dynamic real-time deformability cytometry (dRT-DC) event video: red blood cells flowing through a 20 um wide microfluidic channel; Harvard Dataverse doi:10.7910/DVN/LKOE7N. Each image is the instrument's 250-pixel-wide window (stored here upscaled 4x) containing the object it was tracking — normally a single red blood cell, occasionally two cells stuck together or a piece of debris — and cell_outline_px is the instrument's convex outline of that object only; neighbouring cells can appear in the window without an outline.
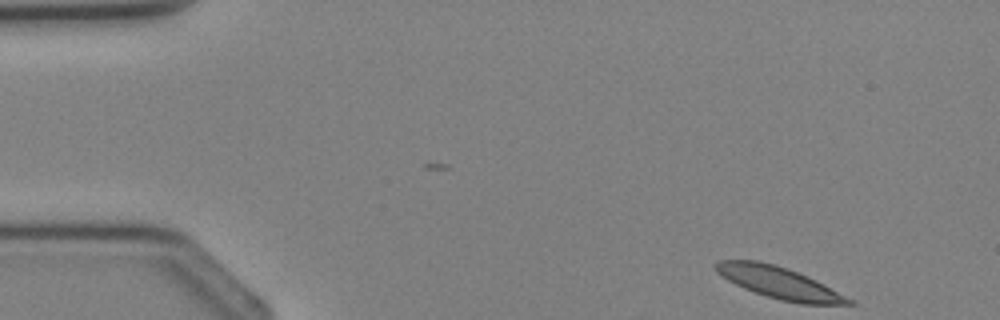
{"species": "Egyptian fruit bat (a non-hibernating species)", "species_latin": "Rousettus aegyptiacus", "temperature_condition": "cold", "stored_images_in_passage": 4, "segment_of_instrument_passage": [1, 2], "camera_frame_rate_fps": 3000, "um_per_image_px": 0.085, "animal": {"sex": "female"}, "frame": {"image": 1, "passage_image": 1, "time_ms": 0.0, "image_size_px": [1000, 320], "cell_outline_px": [[856, 304], [800, 304], [780, 300], [764, 296], [744, 288], [728, 280], [716, 272], [716, 264], [720, 260], [756, 260], [772, 264], [796, 272], [816, 280], [852, 300]], "centroid_in_image_um": [66.2, 24.04], "position_along_channel_um": 18.8, "area_um2": 24.04}}
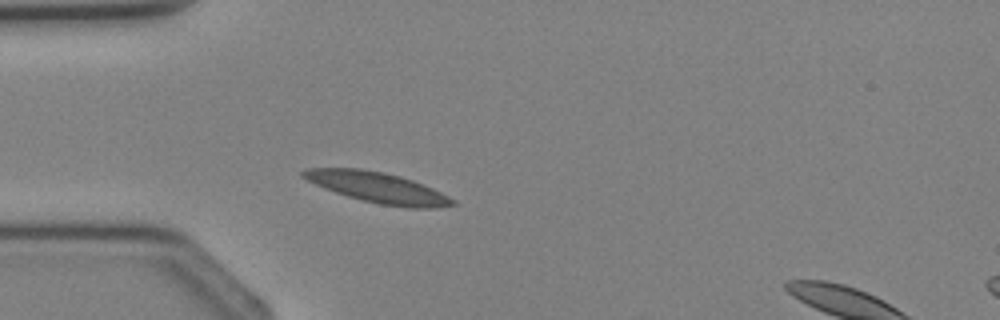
{"frame": {"image": 2, "passage_image": 3, "time_ms": 2.333, "image_size_px": [1000, 320], "cell_outline_px": [[456, 204], [436, 208], [408, 208], [380, 204], [348, 196], [324, 188], [300, 176], [300, 172], [304, 168], [360, 168], [384, 172], [400, 176], [412, 180], [432, 188], [456, 200]], "centroid_in_image_um": [32.1, 15.93], "position_along_channel_um": 52.9, "area_um2": 26.47}}